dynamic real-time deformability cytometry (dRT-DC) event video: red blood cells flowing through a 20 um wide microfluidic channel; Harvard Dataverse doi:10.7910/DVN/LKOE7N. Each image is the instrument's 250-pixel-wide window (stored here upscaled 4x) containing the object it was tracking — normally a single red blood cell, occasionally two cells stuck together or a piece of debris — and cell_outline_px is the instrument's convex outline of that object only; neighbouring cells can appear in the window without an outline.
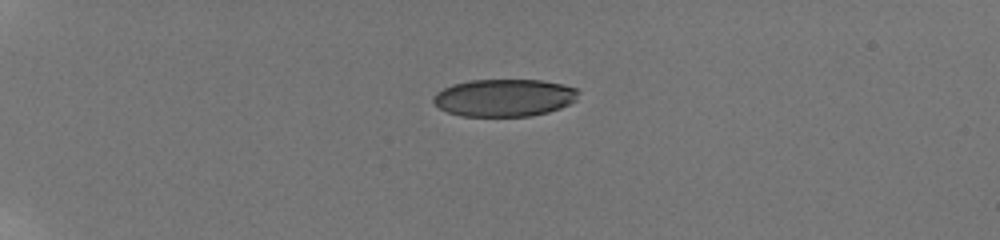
{"species": "human", "species_latin": "Homo sapiens", "temperature_condition": "room temperature", "stored_images_in_passage": 11, "camera_frame_rate_fps": 3000, "um_per_image_px": 0.085, "donor": {"sex": "male"}, "frame": {"image": 1, "passage_image": 1, "time_ms": 0.0, "image_size_px": [1000, 240], "cell_outline_px": [[580, 92], [576, 100], [560, 108], [548, 112], [532, 116], [460, 116], [448, 112], [440, 108], [432, 100], [432, 96], [436, 92], [452, 84], [468, 80], [540, 80], [560, 84], [576, 88]], "centroid_in_image_um": [42.84, 8.31], "position_along_channel_um": 42.2, "area_um2": 31.73}}